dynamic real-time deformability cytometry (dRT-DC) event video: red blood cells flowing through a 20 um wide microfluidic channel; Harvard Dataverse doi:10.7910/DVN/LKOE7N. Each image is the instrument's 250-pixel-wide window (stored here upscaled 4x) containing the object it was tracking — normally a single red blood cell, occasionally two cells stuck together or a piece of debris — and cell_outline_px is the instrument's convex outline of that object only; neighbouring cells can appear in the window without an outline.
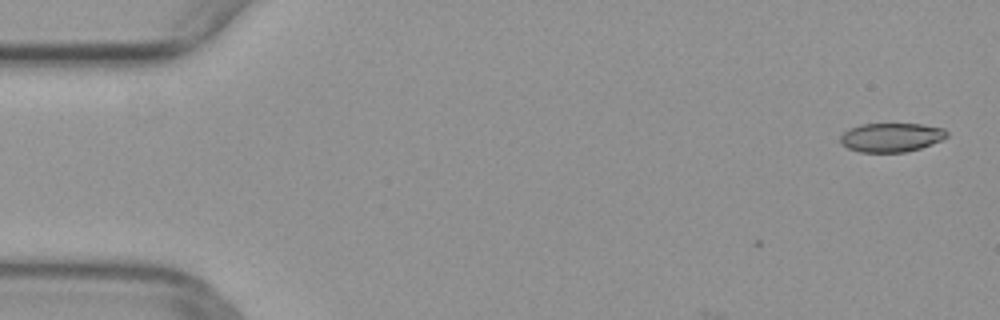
{"species": "common noctule bat (a hibernating species)", "species_latin": "Nyctalus noctula", "temperature_condition": "warm", "stored_images_in_passage": 4, "camera_frame_rate_fps": 3000, "um_per_image_px": 0.085, "animal": {"sex": "female", "body_mass_g": 29.2, "forearm_length_mm": 56.3}, "frame": {"image": 1, "passage_image": 4, "time_ms": 1.0, "image_size_px": [1000, 320], "cell_outline_px": [[948, 136], [940, 140], [920, 148], [904, 152], [860, 152], [848, 148], [840, 144], [840, 136], [848, 128], [860, 124], [920, 124], [944, 128], [948, 132]], "centroid_in_image_um": [75.72, 11.67], "position_along_channel_um": 9.3, "area_um2": 17.98}}